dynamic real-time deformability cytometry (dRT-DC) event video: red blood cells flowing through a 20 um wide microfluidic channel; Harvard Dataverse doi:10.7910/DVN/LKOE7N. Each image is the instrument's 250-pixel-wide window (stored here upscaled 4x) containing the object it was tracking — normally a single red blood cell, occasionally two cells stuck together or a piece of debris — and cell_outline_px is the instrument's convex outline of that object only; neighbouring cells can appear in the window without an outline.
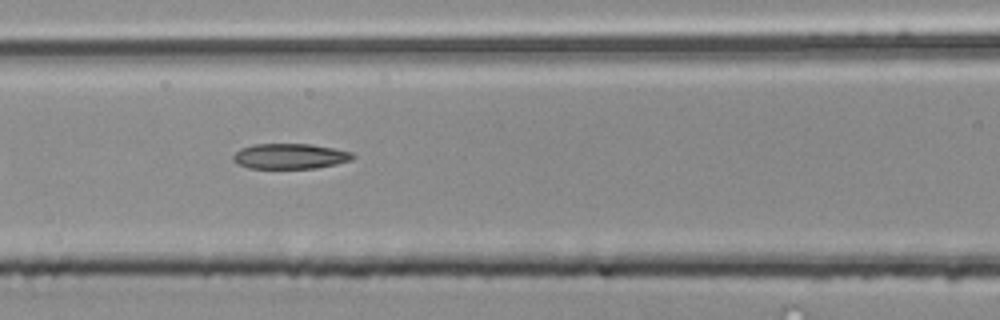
{"species": "common noctule bat (a hibernating species)", "species_latin": "Nyctalus noctula", "temperature_condition": "room temperature", "stored_images_in_passage": 5, "camera_frame_rate_fps": 3000, "um_per_image_px": 0.085, "animal": {"sex": "male", "body_mass_g": 20.4}, "frame": {"image": 1, "passage_image": 5, "time_ms": 1.333, "image_size_px": [1000, 320], "cell_outline_px": [[356, 156], [352, 160], [336, 164], [316, 168], [248, 168], [236, 164], [232, 160], [232, 156], [240, 148], [252, 144], [308, 144], [332, 148], [352, 152]], "centroid_in_image_um": [24.62, 13.28], "position_along_channel_um": 142.0, "area_um2": 17.74}}